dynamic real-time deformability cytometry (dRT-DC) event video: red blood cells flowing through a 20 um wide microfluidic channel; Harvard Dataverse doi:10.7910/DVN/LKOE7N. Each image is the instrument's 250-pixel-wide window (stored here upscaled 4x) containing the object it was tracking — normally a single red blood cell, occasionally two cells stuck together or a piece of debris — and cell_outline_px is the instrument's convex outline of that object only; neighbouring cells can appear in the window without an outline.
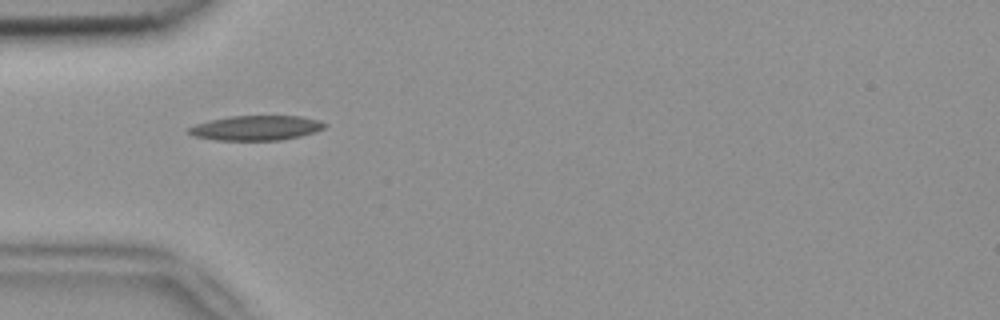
{"species": "common noctule bat (a hibernating species)", "species_latin": "Nyctalus noctula", "temperature_condition": "room temperature", "stored_images_in_passage": 6, "camera_frame_rate_fps": 3000, "um_per_image_px": 0.085, "animal": {"sex": "female", "body_mass_g": 18.4}, "frame": {"image": 1, "passage_image": 1, "time_ms": 0.0, "image_size_px": [1000, 320], "cell_outline_px": [[328, 124], [324, 128], [316, 132], [300, 136], [280, 140], [216, 140], [196, 136], [188, 132], [188, 128], [196, 124], [208, 120], [232, 116], [300, 116], [316, 120]], "centroid_in_image_um": [21.78, 10.87], "position_along_channel_um": 63.2, "area_um2": 19.48}}
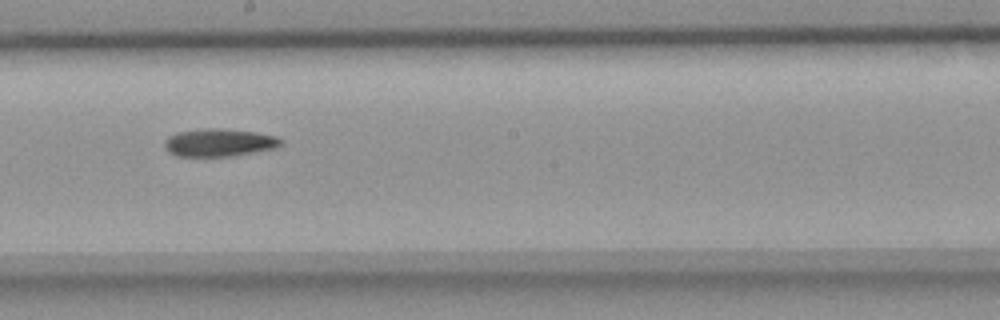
{"frame": {"image": 2, "passage_image": 5, "time_ms": 1.333, "image_size_px": [1000, 320], "cell_outline_px": [[284, 140], [280, 144], [272, 148], [232, 156], [176, 156], [168, 152], [164, 148], [164, 140], [168, 136], [176, 132], [204, 128], [220, 128], [256, 132], [276, 136]], "centroid_in_image_um": [18.56, 12.11], "position_along_channel_um": 229.6, "area_um2": 18.84}}
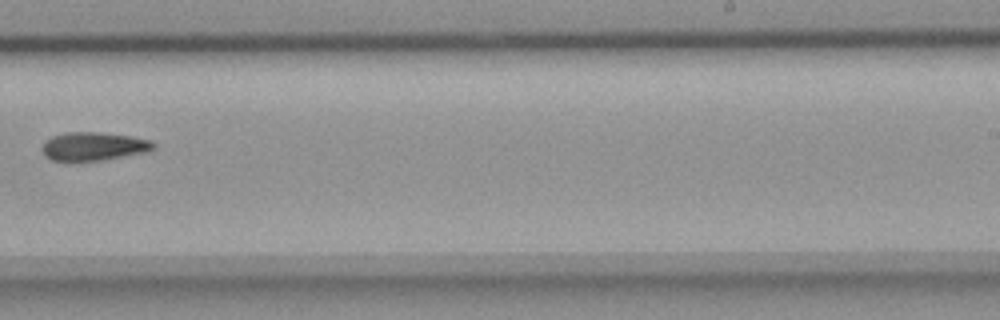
{"frame": {"image": 3, "passage_image": 6, "time_ms": 1.667, "image_size_px": [1000, 320], "cell_outline_px": [[156, 148], [144, 152], [104, 160], [76, 164], [68, 164], [52, 160], [44, 156], [40, 148], [44, 140], [52, 136], [64, 132], [100, 132], [132, 136], [152, 140], [156, 144]], "centroid_in_image_um": [7.87, 12.48], "position_along_channel_um": 281.1, "area_um2": 19.48}}